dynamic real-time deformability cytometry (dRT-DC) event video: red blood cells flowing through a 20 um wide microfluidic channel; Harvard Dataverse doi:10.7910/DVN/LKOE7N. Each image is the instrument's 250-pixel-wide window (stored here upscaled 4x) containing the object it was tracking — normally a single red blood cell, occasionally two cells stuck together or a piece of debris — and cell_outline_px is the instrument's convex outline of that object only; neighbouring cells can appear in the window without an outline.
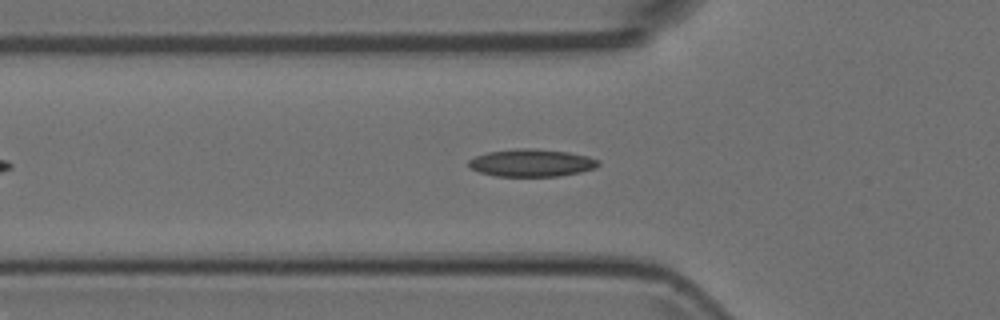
{"species": "Egyptian fruit bat (a non-hibernating species)", "species_latin": "Rousettus aegyptiacus", "temperature_condition": "room temperature", "stored_images_in_passage": 12, "camera_frame_rate_fps": 3000, "um_per_image_px": 0.085, "animal": {"sex": "female"}, "frame": {"image": 1, "passage_image": 10, "time_ms": 3.0, "image_size_px": [1000, 320], "cell_outline_px": [[600, 164], [596, 168], [580, 172], [556, 176], [496, 176], [480, 172], [468, 168], [468, 160], [476, 156], [488, 152], [516, 148], [532, 148], [568, 152], [588, 156], [600, 160]], "centroid_in_image_um": [45.18, 13.84], "position_along_channel_um": 80.6, "area_um2": 20.87}}